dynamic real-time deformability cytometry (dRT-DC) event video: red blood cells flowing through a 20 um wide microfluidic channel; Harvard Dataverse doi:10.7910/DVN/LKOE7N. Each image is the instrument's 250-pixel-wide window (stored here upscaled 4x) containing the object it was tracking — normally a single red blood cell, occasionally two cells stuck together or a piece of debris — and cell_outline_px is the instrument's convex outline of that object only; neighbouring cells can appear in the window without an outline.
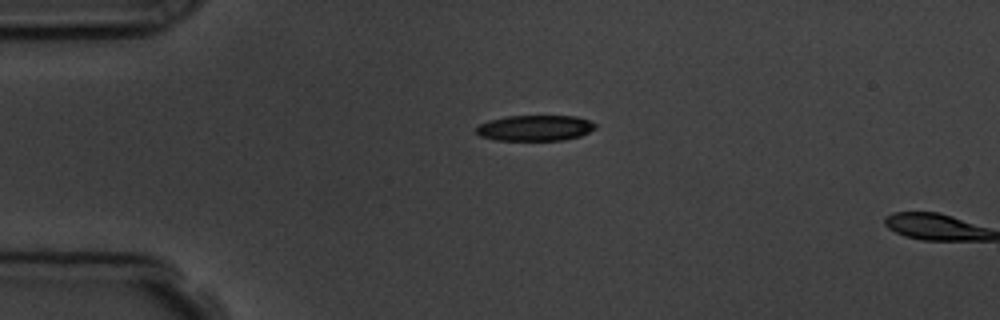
{"species": "common noctule bat (a hibernating species)", "species_latin": "Nyctalus noctula", "temperature_condition": "room temperature", "stored_images_in_passage": 2, "camera_frame_rate_fps": 3000, "um_per_image_px": 0.085, "animal": {"sex": "male", "body_mass_g": 19.5, "forearm_length_mm": 54.6}, "frame": {"image": 1, "passage_image": 1, "time_ms": 0.0, "image_size_px": [1000, 320], "cell_outline_px": [[596, 128], [580, 136], [564, 140], [496, 140], [480, 136], [476, 132], [476, 128], [480, 124], [488, 120], [508, 116], [576, 116], [588, 120], [596, 124]], "centroid_in_image_um": [45.48, 10.88], "position_along_channel_um": 39.5, "area_um2": 17.8}}